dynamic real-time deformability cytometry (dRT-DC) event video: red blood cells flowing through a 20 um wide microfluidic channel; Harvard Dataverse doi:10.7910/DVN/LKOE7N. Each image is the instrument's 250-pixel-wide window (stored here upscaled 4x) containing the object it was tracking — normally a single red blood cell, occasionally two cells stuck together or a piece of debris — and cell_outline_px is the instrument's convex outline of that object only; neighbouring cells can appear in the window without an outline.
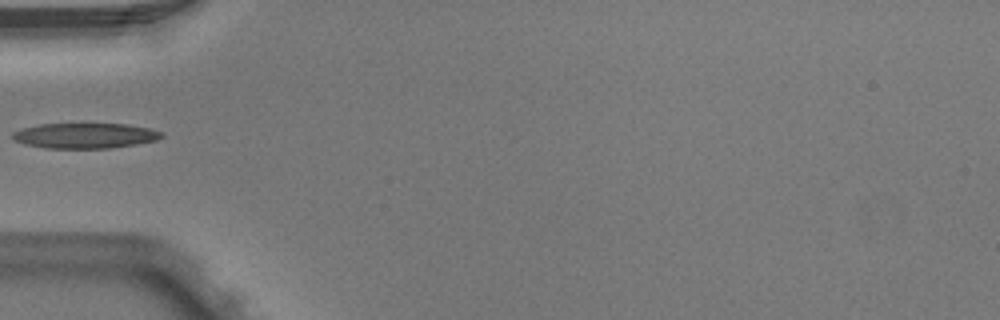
{"species": "Egyptian fruit bat (a non-hibernating species)", "species_latin": "Rousettus aegyptiacus", "temperature_condition": "warm", "stored_images_in_passage": 4, "camera_frame_rate_fps": 3000, "um_per_image_px": 0.085, "animal": {"sex": "male"}, "frame": {"image": 1, "passage_image": 4, "time_ms": 1.0, "image_size_px": [1000, 320], "cell_outline_px": [[164, 136], [156, 140], [136, 144], [108, 148], [44, 148], [24, 144], [12, 140], [12, 132], [20, 128], [40, 124], [128, 124], [148, 128], [160, 132]], "centroid_in_image_um": [7.15, 11.53], "position_along_channel_um": 77.8, "area_um2": 21.96}}